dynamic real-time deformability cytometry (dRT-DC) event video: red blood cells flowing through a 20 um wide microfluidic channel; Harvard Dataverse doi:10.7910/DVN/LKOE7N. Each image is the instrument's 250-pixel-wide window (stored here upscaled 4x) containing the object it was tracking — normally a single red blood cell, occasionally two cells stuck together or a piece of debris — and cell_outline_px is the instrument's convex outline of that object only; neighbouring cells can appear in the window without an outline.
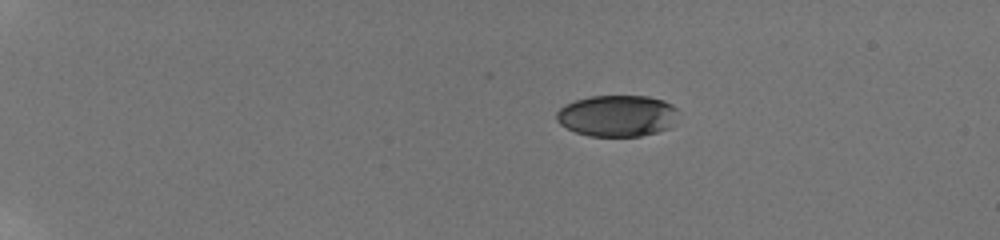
{"species": "human", "species_latin": "Homo sapiens", "temperature_condition": "room temperature", "stored_images_in_passage": 43, "camera_frame_rate_fps": 3000, "um_per_image_px": 0.085, "donor": {"sex": "male"}, "frame": {"image": 1, "passage_image": 1, "time_ms": 0.0, "image_size_px": [1000, 240], "cell_outline_px": [[676, 108], [672, 128], [640, 136], [588, 136], [576, 132], [560, 124], [556, 120], [556, 112], [564, 104], [576, 100], [592, 96], [648, 96], [664, 100], [672, 104]], "centroid_in_image_um": [52.45, 9.84], "position_along_channel_um": 32.6, "area_um2": 29.42}}
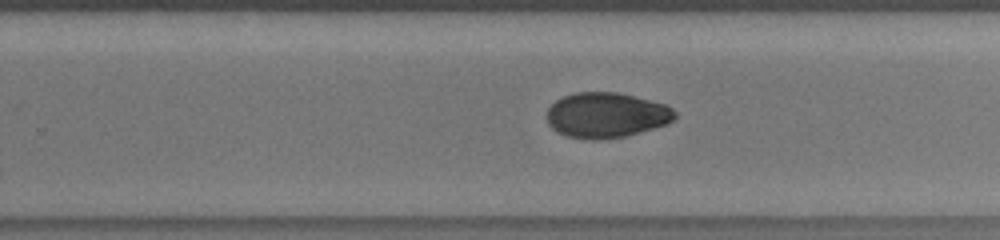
{"frame": {"image": 2, "passage_image": 27, "time_ms": 9.333, "image_size_px": [1000, 240], "cell_outline_px": [[676, 116], [672, 120], [664, 124], [652, 128], [624, 136], [592, 140], [568, 136], [556, 132], [548, 124], [548, 108], [556, 100], [564, 96], [576, 92], [620, 92], [664, 104], [672, 108], [676, 112]], "centroid_in_image_um": [51.51, 9.77], "position_along_channel_um": 278.3, "area_um2": 33.41}}
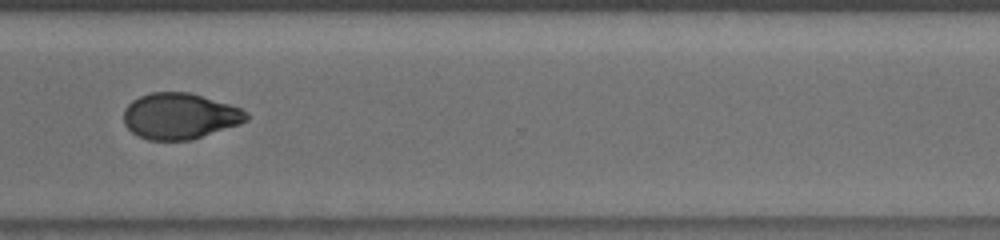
{"frame": {"image": 3, "passage_image": 33, "time_ms": 11.333, "image_size_px": [1000, 240], "cell_outline_px": [[248, 120], [240, 124], [192, 140], [148, 140], [132, 132], [124, 124], [124, 108], [132, 100], [140, 96], [152, 92], [188, 92], [228, 104], [240, 108], [248, 112]], "centroid_in_image_um": [15.28, 9.87], "position_along_channel_um": 355.3, "area_um2": 32.83}, "authors_computed_cell_mechanics": {"area_um2": 32.8304, "velocity_mm_per_s": 3.8452, "shape_relaxation_time_tau1_ms": 11.0642, "shape_relaxation_time_tau2_ms": 4.9833, "deformation_change_tau1": 0.2301, "deformation_change_tau2": 0.0809}}